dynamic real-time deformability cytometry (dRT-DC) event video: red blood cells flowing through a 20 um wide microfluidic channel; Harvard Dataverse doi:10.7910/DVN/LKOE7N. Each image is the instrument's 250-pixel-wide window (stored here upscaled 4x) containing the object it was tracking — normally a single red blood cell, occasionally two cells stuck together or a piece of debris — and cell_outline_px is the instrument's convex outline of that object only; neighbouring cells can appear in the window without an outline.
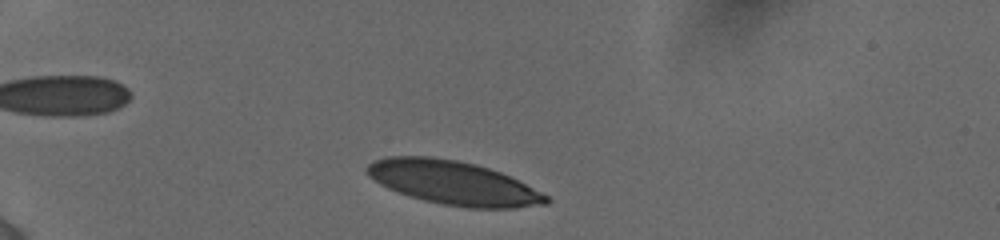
{"species": "human", "species_latin": "Homo sapiens", "temperature_condition": "cold", "stored_images_in_passage": 29, "camera_frame_rate_fps": 3000, "um_per_image_px": 0.085, "donor": {"sex": "female"}, "frame": {"image": 1, "passage_image": 2, "time_ms": 0.333, "image_size_px": [1000, 240], "cell_outline_px": [[552, 200], [548, 204], [512, 208], [468, 208], [440, 204], [408, 196], [388, 188], [380, 184], [368, 176], [364, 168], [372, 160], [388, 156], [432, 156], [456, 160], [476, 164], [500, 172], [548, 196]], "centroid_in_image_um": [38.47, 15.54], "position_along_channel_um": 46.5, "area_um2": 45.72}}
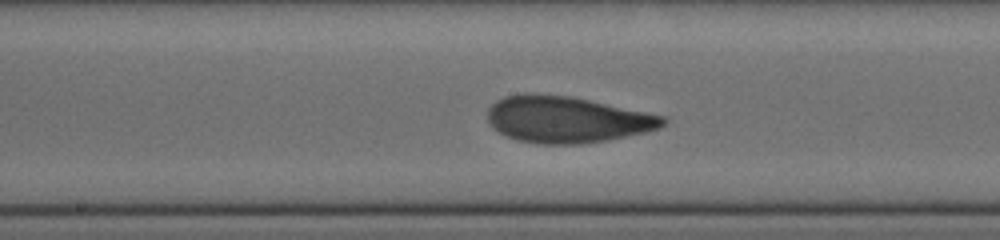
{"frame": {"image": 2, "passage_image": 17, "time_ms": 5.667, "image_size_px": [1000, 240], "cell_outline_px": [[668, 120], [660, 128], [644, 132], [608, 140], [580, 144], [540, 144], [516, 140], [504, 136], [492, 128], [488, 124], [488, 108], [496, 100], [504, 96], [568, 96], [588, 100], [664, 116]], "centroid_in_image_um": [48.16, 10.2], "position_along_channel_um": 200.0, "area_um2": 46.64}}
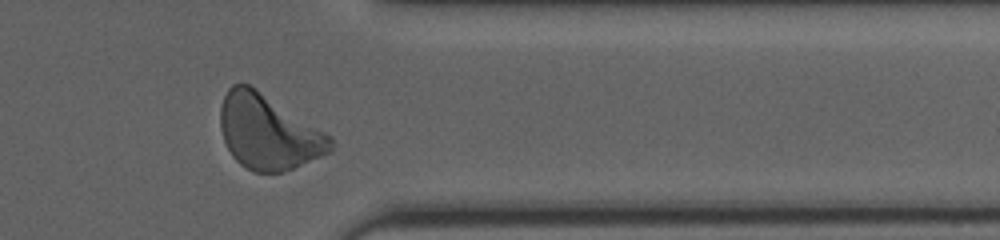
{"frame": {"image": 3, "passage_image": 28, "time_ms": 10.667, "image_size_px": [1000, 240], "cell_outline_px": [[336, 144], [332, 152], [292, 168], [280, 172], [252, 172], [240, 164], [232, 156], [224, 140], [220, 128], [220, 108], [224, 96], [228, 88], [232, 84], [248, 84], [256, 88], [332, 136]], "centroid_in_image_um": [22.82, 11.23], "position_along_channel_um": 388.6, "area_um2": 47.97}, "authors_computed_cell_mechanics": {"area_um2": 46.5868, "velocity_mm_per_s": 3.839, "shape_relaxation_time_tau1_ms": 3.9252, "shape_relaxation_time_tau2_ms": 0.9856, "deformation_change_tau1": 0.1673, "deformation_change_tau2": 0.0684}}